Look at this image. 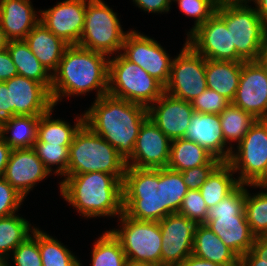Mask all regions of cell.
I'll use <instances>...</instances> for the list:
<instances>
[{"mask_svg": "<svg viewBox=\"0 0 267 266\" xmlns=\"http://www.w3.org/2000/svg\"><path fill=\"white\" fill-rule=\"evenodd\" d=\"M257 62L265 69V72L267 73V38L265 43L262 45Z\"/></svg>", "mask_w": 267, "mask_h": 266, "instance_id": "cell-52", "label": "cell"}, {"mask_svg": "<svg viewBox=\"0 0 267 266\" xmlns=\"http://www.w3.org/2000/svg\"><path fill=\"white\" fill-rule=\"evenodd\" d=\"M93 103L84 113V123L112 145L125 162L129 161L140 128L149 118L148 108L109 94Z\"/></svg>", "mask_w": 267, "mask_h": 266, "instance_id": "cell-1", "label": "cell"}, {"mask_svg": "<svg viewBox=\"0 0 267 266\" xmlns=\"http://www.w3.org/2000/svg\"><path fill=\"white\" fill-rule=\"evenodd\" d=\"M184 138L199 144L221 162H228L233 152L232 145L224 151L226 143L220 124V115L218 114L194 111Z\"/></svg>", "mask_w": 267, "mask_h": 266, "instance_id": "cell-22", "label": "cell"}, {"mask_svg": "<svg viewBox=\"0 0 267 266\" xmlns=\"http://www.w3.org/2000/svg\"><path fill=\"white\" fill-rule=\"evenodd\" d=\"M108 55L69 45L63 53L57 70L52 74L51 97L54 105L61 96L85 94L97 89L100 98L108 92Z\"/></svg>", "mask_w": 267, "mask_h": 266, "instance_id": "cell-2", "label": "cell"}, {"mask_svg": "<svg viewBox=\"0 0 267 266\" xmlns=\"http://www.w3.org/2000/svg\"><path fill=\"white\" fill-rule=\"evenodd\" d=\"M121 230H110L130 264L161 266L162 235L159 222L138 221L120 215Z\"/></svg>", "mask_w": 267, "mask_h": 266, "instance_id": "cell-9", "label": "cell"}, {"mask_svg": "<svg viewBox=\"0 0 267 266\" xmlns=\"http://www.w3.org/2000/svg\"><path fill=\"white\" fill-rule=\"evenodd\" d=\"M136 5L148 12H168L172 0H133Z\"/></svg>", "mask_w": 267, "mask_h": 266, "instance_id": "cell-47", "label": "cell"}, {"mask_svg": "<svg viewBox=\"0 0 267 266\" xmlns=\"http://www.w3.org/2000/svg\"><path fill=\"white\" fill-rule=\"evenodd\" d=\"M30 0H0V27L7 38L24 40L40 22Z\"/></svg>", "mask_w": 267, "mask_h": 266, "instance_id": "cell-23", "label": "cell"}, {"mask_svg": "<svg viewBox=\"0 0 267 266\" xmlns=\"http://www.w3.org/2000/svg\"><path fill=\"white\" fill-rule=\"evenodd\" d=\"M228 266H243V264H242V262L239 259L237 262H235V263H233L231 265H228Z\"/></svg>", "mask_w": 267, "mask_h": 266, "instance_id": "cell-56", "label": "cell"}, {"mask_svg": "<svg viewBox=\"0 0 267 266\" xmlns=\"http://www.w3.org/2000/svg\"><path fill=\"white\" fill-rule=\"evenodd\" d=\"M192 254L221 266L231 265L240 259L205 224H197L195 228Z\"/></svg>", "mask_w": 267, "mask_h": 266, "instance_id": "cell-26", "label": "cell"}, {"mask_svg": "<svg viewBox=\"0 0 267 266\" xmlns=\"http://www.w3.org/2000/svg\"><path fill=\"white\" fill-rule=\"evenodd\" d=\"M234 106L257 120H267V73L257 61H244Z\"/></svg>", "mask_w": 267, "mask_h": 266, "instance_id": "cell-16", "label": "cell"}, {"mask_svg": "<svg viewBox=\"0 0 267 266\" xmlns=\"http://www.w3.org/2000/svg\"><path fill=\"white\" fill-rule=\"evenodd\" d=\"M40 116L15 115L0 121V136L13 149L33 148L37 141ZM12 131L10 137L4 134Z\"/></svg>", "mask_w": 267, "mask_h": 266, "instance_id": "cell-28", "label": "cell"}, {"mask_svg": "<svg viewBox=\"0 0 267 266\" xmlns=\"http://www.w3.org/2000/svg\"><path fill=\"white\" fill-rule=\"evenodd\" d=\"M121 55L137 64L164 87L170 77L172 60L157 41L131 30L127 32Z\"/></svg>", "mask_w": 267, "mask_h": 266, "instance_id": "cell-14", "label": "cell"}, {"mask_svg": "<svg viewBox=\"0 0 267 266\" xmlns=\"http://www.w3.org/2000/svg\"><path fill=\"white\" fill-rule=\"evenodd\" d=\"M246 189L245 215L251 233L257 238H267V192L250 196Z\"/></svg>", "mask_w": 267, "mask_h": 266, "instance_id": "cell-36", "label": "cell"}, {"mask_svg": "<svg viewBox=\"0 0 267 266\" xmlns=\"http://www.w3.org/2000/svg\"><path fill=\"white\" fill-rule=\"evenodd\" d=\"M28 236L14 251L13 262L16 266H43L38 244V229Z\"/></svg>", "mask_w": 267, "mask_h": 266, "instance_id": "cell-40", "label": "cell"}, {"mask_svg": "<svg viewBox=\"0 0 267 266\" xmlns=\"http://www.w3.org/2000/svg\"><path fill=\"white\" fill-rule=\"evenodd\" d=\"M92 250V266H126L128 264L126 255L120 242L110 231H106Z\"/></svg>", "mask_w": 267, "mask_h": 266, "instance_id": "cell-34", "label": "cell"}, {"mask_svg": "<svg viewBox=\"0 0 267 266\" xmlns=\"http://www.w3.org/2000/svg\"><path fill=\"white\" fill-rule=\"evenodd\" d=\"M243 266H267V255L256 246L240 257Z\"/></svg>", "mask_w": 267, "mask_h": 266, "instance_id": "cell-46", "label": "cell"}, {"mask_svg": "<svg viewBox=\"0 0 267 266\" xmlns=\"http://www.w3.org/2000/svg\"><path fill=\"white\" fill-rule=\"evenodd\" d=\"M30 50L50 74H53L69 46L39 22L24 39ZM51 71H53L51 73Z\"/></svg>", "mask_w": 267, "mask_h": 266, "instance_id": "cell-24", "label": "cell"}, {"mask_svg": "<svg viewBox=\"0 0 267 266\" xmlns=\"http://www.w3.org/2000/svg\"><path fill=\"white\" fill-rule=\"evenodd\" d=\"M234 173L228 162H221L208 176L199 191L207 208L218 204L229 195L238 185L237 179L232 178Z\"/></svg>", "mask_w": 267, "mask_h": 266, "instance_id": "cell-30", "label": "cell"}, {"mask_svg": "<svg viewBox=\"0 0 267 266\" xmlns=\"http://www.w3.org/2000/svg\"><path fill=\"white\" fill-rule=\"evenodd\" d=\"M164 182L167 216L169 214L178 213L188 188L183 180L181 172L167 167H164Z\"/></svg>", "mask_w": 267, "mask_h": 266, "instance_id": "cell-38", "label": "cell"}, {"mask_svg": "<svg viewBox=\"0 0 267 266\" xmlns=\"http://www.w3.org/2000/svg\"><path fill=\"white\" fill-rule=\"evenodd\" d=\"M193 113L191 102L166 92L148 108L149 118L171 141L184 138Z\"/></svg>", "mask_w": 267, "mask_h": 266, "instance_id": "cell-20", "label": "cell"}, {"mask_svg": "<svg viewBox=\"0 0 267 266\" xmlns=\"http://www.w3.org/2000/svg\"><path fill=\"white\" fill-rule=\"evenodd\" d=\"M123 213L138 221H161L166 217L164 168L127 167L122 181Z\"/></svg>", "mask_w": 267, "mask_h": 266, "instance_id": "cell-4", "label": "cell"}, {"mask_svg": "<svg viewBox=\"0 0 267 266\" xmlns=\"http://www.w3.org/2000/svg\"><path fill=\"white\" fill-rule=\"evenodd\" d=\"M18 75L17 68L8 53V50L0 51V82Z\"/></svg>", "mask_w": 267, "mask_h": 266, "instance_id": "cell-45", "label": "cell"}, {"mask_svg": "<svg viewBox=\"0 0 267 266\" xmlns=\"http://www.w3.org/2000/svg\"><path fill=\"white\" fill-rule=\"evenodd\" d=\"M164 93V86L137 64L120 55L110 59L107 94L146 108Z\"/></svg>", "mask_w": 267, "mask_h": 266, "instance_id": "cell-8", "label": "cell"}, {"mask_svg": "<svg viewBox=\"0 0 267 266\" xmlns=\"http://www.w3.org/2000/svg\"><path fill=\"white\" fill-rule=\"evenodd\" d=\"M191 104L195 112L220 115L231 102L214 90L207 88Z\"/></svg>", "mask_w": 267, "mask_h": 266, "instance_id": "cell-42", "label": "cell"}, {"mask_svg": "<svg viewBox=\"0 0 267 266\" xmlns=\"http://www.w3.org/2000/svg\"><path fill=\"white\" fill-rule=\"evenodd\" d=\"M11 148L0 136V177H3L11 153Z\"/></svg>", "mask_w": 267, "mask_h": 266, "instance_id": "cell-49", "label": "cell"}, {"mask_svg": "<svg viewBox=\"0 0 267 266\" xmlns=\"http://www.w3.org/2000/svg\"><path fill=\"white\" fill-rule=\"evenodd\" d=\"M51 111L40 116L38 124L37 140L40 143H48L54 145H71L76 132L84 124V115L76 119V124L71 127L69 123L51 119Z\"/></svg>", "mask_w": 267, "mask_h": 266, "instance_id": "cell-31", "label": "cell"}, {"mask_svg": "<svg viewBox=\"0 0 267 266\" xmlns=\"http://www.w3.org/2000/svg\"><path fill=\"white\" fill-rule=\"evenodd\" d=\"M7 50L17 68L18 75L35 80L51 90L52 74L39 62L25 40L9 41Z\"/></svg>", "mask_w": 267, "mask_h": 266, "instance_id": "cell-29", "label": "cell"}, {"mask_svg": "<svg viewBox=\"0 0 267 266\" xmlns=\"http://www.w3.org/2000/svg\"><path fill=\"white\" fill-rule=\"evenodd\" d=\"M237 145L228 163L240 171L239 184H267V120H256Z\"/></svg>", "mask_w": 267, "mask_h": 266, "instance_id": "cell-11", "label": "cell"}, {"mask_svg": "<svg viewBox=\"0 0 267 266\" xmlns=\"http://www.w3.org/2000/svg\"><path fill=\"white\" fill-rule=\"evenodd\" d=\"M38 244L43 266H81L80 261L61 242L39 229Z\"/></svg>", "mask_w": 267, "mask_h": 266, "instance_id": "cell-35", "label": "cell"}, {"mask_svg": "<svg viewBox=\"0 0 267 266\" xmlns=\"http://www.w3.org/2000/svg\"><path fill=\"white\" fill-rule=\"evenodd\" d=\"M247 3V0H221L216 13L226 22L237 54L244 61H257L267 38V25Z\"/></svg>", "mask_w": 267, "mask_h": 266, "instance_id": "cell-7", "label": "cell"}, {"mask_svg": "<svg viewBox=\"0 0 267 266\" xmlns=\"http://www.w3.org/2000/svg\"><path fill=\"white\" fill-rule=\"evenodd\" d=\"M117 14L102 0H88L79 47L111 55L122 49L126 32Z\"/></svg>", "mask_w": 267, "mask_h": 266, "instance_id": "cell-10", "label": "cell"}, {"mask_svg": "<svg viewBox=\"0 0 267 266\" xmlns=\"http://www.w3.org/2000/svg\"><path fill=\"white\" fill-rule=\"evenodd\" d=\"M59 185L62 197L84 217L120 216L123 213L122 181L115 175L104 172L75 174Z\"/></svg>", "mask_w": 267, "mask_h": 266, "instance_id": "cell-3", "label": "cell"}, {"mask_svg": "<svg viewBox=\"0 0 267 266\" xmlns=\"http://www.w3.org/2000/svg\"><path fill=\"white\" fill-rule=\"evenodd\" d=\"M9 39L7 38L5 32L0 27V51H4L7 49V46L9 44Z\"/></svg>", "mask_w": 267, "mask_h": 266, "instance_id": "cell-53", "label": "cell"}, {"mask_svg": "<svg viewBox=\"0 0 267 266\" xmlns=\"http://www.w3.org/2000/svg\"><path fill=\"white\" fill-rule=\"evenodd\" d=\"M69 146L40 143L37 140L33 149L49 172H52L51 166L58 165L54 173L67 177Z\"/></svg>", "mask_w": 267, "mask_h": 266, "instance_id": "cell-37", "label": "cell"}, {"mask_svg": "<svg viewBox=\"0 0 267 266\" xmlns=\"http://www.w3.org/2000/svg\"><path fill=\"white\" fill-rule=\"evenodd\" d=\"M7 262H8L7 260L0 259V266H9Z\"/></svg>", "mask_w": 267, "mask_h": 266, "instance_id": "cell-55", "label": "cell"}, {"mask_svg": "<svg viewBox=\"0 0 267 266\" xmlns=\"http://www.w3.org/2000/svg\"><path fill=\"white\" fill-rule=\"evenodd\" d=\"M218 165L219 164H205L181 172L188 190H199Z\"/></svg>", "mask_w": 267, "mask_h": 266, "instance_id": "cell-44", "label": "cell"}, {"mask_svg": "<svg viewBox=\"0 0 267 266\" xmlns=\"http://www.w3.org/2000/svg\"><path fill=\"white\" fill-rule=\"evenodd\" d=\"M256 120L241 108L232 103L229 104L220 114V124L225 143L228 141L239 143Z\"/></svg>", "mask_w": 267, "mask_h": 266, "instance_id": "cell-33", "label": "cell"}, {"mask_svg": "<svg viewBox=\"0 0 267 266\" xmlns=\"http://www.w3.org/2000/svg\"><path fill=\"white\" fill-rule=\"evenodd\" d=\"M49 170L33 148L11 150L3 178L25 197L31 188L47 175Z\"/></svg>", "mask_w": 267, "mask_h": 266, "instance_id": "cell-21", "label": "cell"}, {"mask_svg": "<svg viewBox=\"0 0 267 266\" xmlns=\"http://www.w3.org/2000/svg\"><path fill=\"white\" fill-rule=\"evenodd\" d=\"M170 147L171 140L148 118L140 128L134 152L126 166L140 169L167 167Z\"/></svg>", "mask_w": 267, "mask_h": 266, "instance_id": "cell-18", "label": "cell"}, {"mask_svg": "<svg viewBox=\"0 0 267 266\" xmlns=\"http://www.w3.org/2000/svg\"><path fill=\"white\" fill-rule=\"evenodd\" d=\"M125 170L126 162L117 150L84 123L69 146L67 177L104 172L123 181Z\"/></svg>", "mask_w": 267, "mask_h": 266, "instance_id": "cell-6", "label": "cell"}, {"mask_svg": "<svg viewBox=\"0 0 267 266\" xmlns=\"http://www.w3.org/2000/svg\"><path fill=\"white\" fill-rule=\"evenodd\" d=\"M248 186H253V187H261V188H267V184H256V185H248Z\"/></svg>", "mask_w": 267, "mask_h": 266, "instance_id": "cell-57", "label": "cell"}, {"mask_svg": "<svg viewBox=\"0 0 267 266\" xmlns=\"http://www.w3.org/2000/svg\"><path fill=\"white\" fill-rule=\"evenodd\" d=\"M205 67L206 59L185 43L178 57L172 60L170 77L164 92L192 102L207 89Z\"/></svg>", "mask_w": 267, "mask_h": 266, "instance_id": "cell-12", "label": "cell"}, {"mask_svg": "<svg viewBox=\"0 0 267 266\" xmlns=\"http://www.w3.org/2000/svg\"><path fill=\"white\" fill-rule=\"evenodd\" d=\"M176 266H221V265L213 263L209 260L199 258L191 254Z\"/></svg>", "mask_w": 267, "mask_h": 266, "instance_id": "cell-50", "label": "cell"}, {"mask_svg": "<svg viewBox=\"0 0 267 266\" xmlns=\"http://www.w3.org/2000/svg\"><path fill=\"white\" fill-rule=\"evenodd\" d=\"M242 63L206 59L207 88L214 90L232 102L239 85Z\"/></svg>", "mask_w": 267, "mask_h": 266, "instance_id": "cell-25", "label": "cell"}, {"mask_svg": "<svg viewBox=\"0 0 267 266\" xmlns=\"http://www.w3.org/2000/svg\"><path fill=\"white\" fill-rule=\"evenodd\" d=\"M187 35L186 43L205 59L244 62L232 47L226 22L217 13Z\"/></svg>", "mask_w": 267, "mask_h": 266, "instance_id": "cell-13", "label": "cell"}, {"mask_svg": "<svg viewBox=\"0 0 267 266\" xmlns=\"http://www.w3.org/2000/svg\"><path fill=\"white\" fill-rule=\"evenodd\" d=\"M221 161L211 155L199 144L179 138L171 141L170 155L167 168L183 172L186 169L205 164H220Z\"/></svg>", "mask_w": 267, "mask_h": 266, "instance_id": "cell-27", "label": "cell"}, {"mask_svg": "<svg viewBox=\"0 0 267 266\" xmlns=\"http://www.w3.org/2000/svg\"><path fill=\"white\" fill-rule=\"evenodd\" d=\"M177 1L180 10L188 16L196 18L195 26L190 30L189 34L198 26L205 23L215 13L218 3L221 0H172Z\"/></svg>", "mask_w": 267, "mask_h": 266, "instance_id": "cell-39", "label": "cell"}, {"mask_svg": "<svg viewBox=\"0 0 267 266\" xmlns=\"http://www.w3.org/2000/svg\"><path fill=\"white\" fill-rule=\"evenodd\" d=\"M257 246L267 255V238L257 239Z\"/></svg>", "mask_w": 267, "mask_h": 266, "instance_id": "cell-54", "label": "cell"}, {"mask_svg": "<svg viewBox=\"0 0 267 266\" xmlns=\"http://www.w3.org/2000/svg\"><path fill=\"white\" fill-rule=\"evenodd\" d=\"M24 197L0 177V217L15 214Z\"/></svg>", "mask_w": 267, "mask_h": 266, "instance_id": "cell-43", "label": "cell"}, {"mask_svg": "<svg viewBox=\"0 0 267 266\" xmlns=\"http://www.w3.org/2000/svg\"><path fill=\"white\" fill-rule=\"evenodd\" d=\"M10 117L9 90L5 82H0V121Z\"/></svg>", "mask_w": 267, "mask_h": 266, "instance_id": "cell-48", "label": "cell"}, {"mask_svg": "<svg viewBox=\"0 0 267 266\" xmlns=\"http://www.w3.org/2000/svg\"><path fill=\"white\" fill-rule=\"evenodd\" d=\"M252 1V0H247ZM256 4V12L261 20L267 25V0H253Z\"/></svg>", "mask_w": 267, "mask_h": 266, "instance_id": "cell-51", "label": "cell"}, {"mask_svg": "<svg viewBox=\"0 0 267 266\" xmlns=\"http://www.w3.org/2000/svg\"><path fill=\"white\" fill-rule=\"evenodd\" d=\"M4 82L9 90L10 117L42 116L55 106L50 90L35 80L17 75Z\"/></svg>", "mask_w": 267, "mask_h": 266, "instance_id": "cell-17", "label": "cell"}, {"mask_svg": "<svg viewBox=\"0 0 267 266\" xmlns=\"http://www.w3.org/2000/svg\"><path fill=\"white\" fill-rule=\"evenodd\" d=\"M126 266H144V265H138V264H130V263H128Z\"/></svg>", "mask_w": 267, "mask_h": 266, "instance_id": "cell-58", "label": "cell"}, {"mask_svg": "<svg viewBox=\"0 0 267 266\" xmlns=\"http://www.w3.org/2000/svg\"><path fill=\"white\" fill-rule=\"evenodd\" d=\"M162 235L161 266H176L192 254L197 224L179 213L159 221Z\"/></svg>", "mask_w": 267, "mask_h": 266, "instance_id": "cell-15", "label": "cell"}, {"mask_svg": "<svg viewBox=\"0 0 267 266\" xmlns=\"http://www.w3.org/2000/svg\"><path fill=\"white\" fill-rule=\"evenodd\" d=\"M86 1L58 2L48 10L39 11L40 22L68 45H77L84 28Z\"/></svg>", "mask_w": 267, "mask_h": 266, "instance_id": "cell-19", "label": "cell"}, {"mask_svg": "<svg viewBox=\"0 0 267 266\" xmlns=\"http://www.w3.org/2000/svg\"><path fill=\"white\" fill-rule=\"evenodd\" d=\"M246 188L239 184L207 211L205 225L239 257L257 246L245 215Z\"/></svg>", "mask_w": 267, "mask_h": 266, "instance_id": "cell-5", "label": "cell"}, {"mask_svg": "<svg viewBox=\"0 0 267 266\" xmlns=\"http://www.w3.org/2000/svg\"><path fill=\"white\" fill-rule=\"evenodd\" d=\"M208 208L199 190H188L178 213L196 224H205Z\"/></svg>", "mask_w": 267, "mask_h": 266, "instance_id": "cell-41", "label": "cell"}, {"mask_svg": "<svg viewBox=\"0 0 267 266\" xmlns=\"http://www.w3.org/2000/svg\"><path fill=\"white\" fill-rule=\"evenodd\" d=\"M30 223L15 214L0 217V259L7 260L8 252L14 251L28 236ZM32 230V231H30Z\"/></svg>", "mask_w": 267, "mask_h": 266, "instance_id": "cell-32", "label": "cell"}]
</instances>
